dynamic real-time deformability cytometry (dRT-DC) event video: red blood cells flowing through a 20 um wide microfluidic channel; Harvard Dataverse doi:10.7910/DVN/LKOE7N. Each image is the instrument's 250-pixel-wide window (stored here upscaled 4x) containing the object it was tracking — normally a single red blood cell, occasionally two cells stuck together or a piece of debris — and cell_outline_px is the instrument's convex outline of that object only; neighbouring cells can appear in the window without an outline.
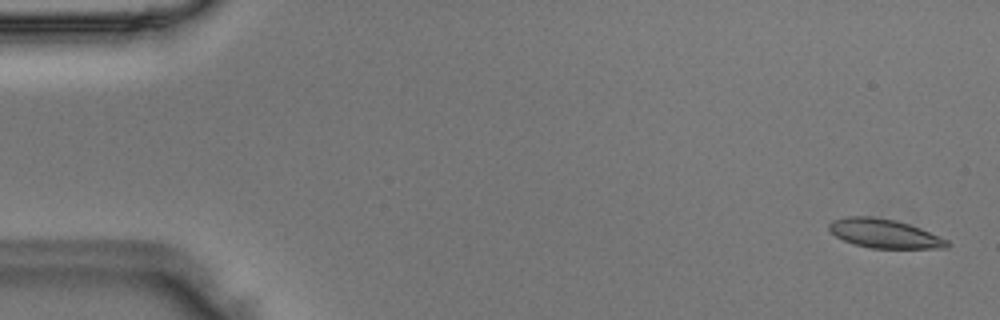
{"species": "Egyptian fruit bat (a non-hibernating species)", "species_latin": "Rousettus aegyptiacus", "temperature_condition": "room temperature", "stored_images_in_passage": 50, "camera_frame_rate_fps": 3000, "um_per_image_px": 0.085, "animal": {"sex": "male"}, "frame": {"image": 1, "passage_image": 2, "time_ms": 0.333, "image_size_px": [1000, 320], "cell_outline_px": [[952, 244], [948, 248], [872, 248], [856, 244], [844, 240], [836, 236], [828, 228], [828, 224], [832, 220], [848, 216], [872, 216], [896, 220], [920, 228], [948, 240]], "centroid_in_image_um": [75.19, 19.84], "position_along_channel_um": 9.8, "area_um2": 19.83}}
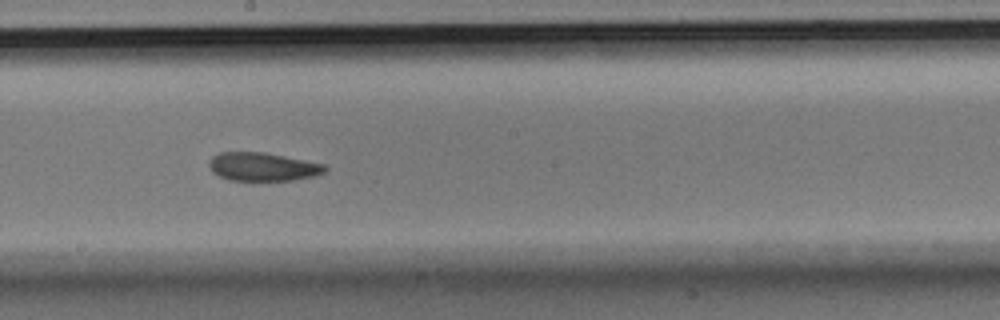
{"frame": {"image": 2, "passage_image": 28, "time_ms": 9.0, "image_size_px": [1000, 320], "cell_outline_px": [[328, 168], [324, 172], [316, 176], [292, 180], [228, 180], [212, 172], [208, 164], [212, 156], [220, 152], [264, 152], [324, 164]], "centroid_in_image_um": [22.32, 14.17], "position_along_channel_um": 225.9, "area_um2": 19.13}}
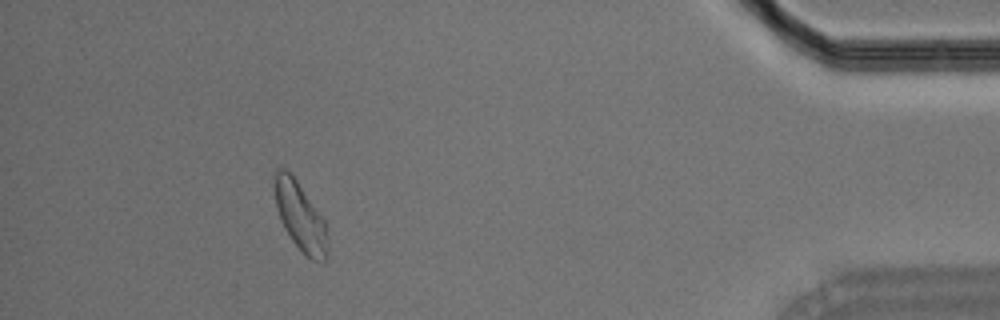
{"frame": {"image": 3, "passage_image": 46, "time_ms": 15.0, "image_size_px": [1000, 320], "cell_outline_px": [[324, 260], [312, 260], [304, 256], [292, 240], [284, 228], [280, 220], [276, 208], [276, 168], [284, 168], [296, 180], [324, 220]], "centroid_in_image_um": [25.46, 18.4], "position_along_channel_um": 409.7, "area_um2": 19.88}}